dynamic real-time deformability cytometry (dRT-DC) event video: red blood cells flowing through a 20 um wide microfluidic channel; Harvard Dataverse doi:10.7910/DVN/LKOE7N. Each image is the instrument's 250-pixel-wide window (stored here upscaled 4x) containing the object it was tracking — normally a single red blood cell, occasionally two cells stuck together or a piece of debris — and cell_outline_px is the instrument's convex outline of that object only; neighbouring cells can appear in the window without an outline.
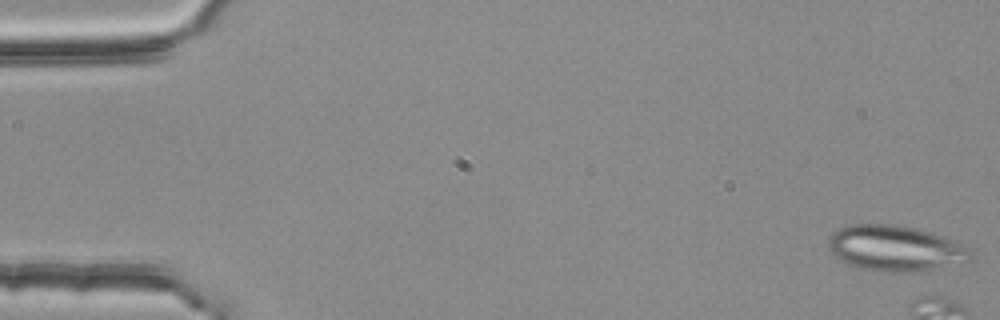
{"species": "common noctule bat (a hibernating species)", "species_latin": "Nyctalus noctula", "temperature_condition": "room temperature", "stored_images_in_passage": 7, "camera_frame_rate_fps": 3000, "um_per_image_px": 0.085, "animal": {"sex": "female", "body_mass_g": 25.1}, "frame": {"image": 1, "passage_image": 1, "time_ms": 0.0, "image_size_px": [1000, 320], "cell_outline_px": [[976, 260], [964, 264], [920, 272], [884, 272], [860, 268], [836, 256], [828, 248], [828, 240], [832, 232], [848, 224], [892, 224], [916, 228], [932, 232], [952, 240], [968, 248], [976, 256]], "centroid_in_image_um": [76.2, 21.12], "position_along_channel_um": 8.8, "area_um2": 38.44}}